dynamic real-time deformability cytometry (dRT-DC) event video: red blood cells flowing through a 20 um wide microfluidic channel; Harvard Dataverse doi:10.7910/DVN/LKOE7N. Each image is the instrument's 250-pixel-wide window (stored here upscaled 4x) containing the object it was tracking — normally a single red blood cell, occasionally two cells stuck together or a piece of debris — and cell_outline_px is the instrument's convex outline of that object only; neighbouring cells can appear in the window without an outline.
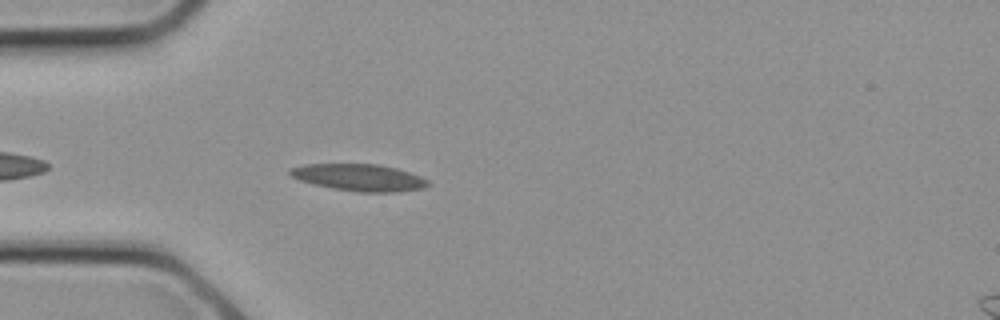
{"species": "common noctule bat (a hibernating species)", "species_latin": "Nyctalus noctula", "temperature_condition": "cold", "stored_images_in_passage": 8, "camera_frame_rate_fps": 3000, "um_per_image_px": 0.085, "animal": {"sex": "female", "body_mass_g": 21.9}, "frame": {"image": 1, "passage_image": 6, "time_ms": 1.667, "image_size_px": [1000, 320], "cell_outline_px": [[432, 184], [424, 188], [396, 192], [356, 192], [332, 188], [312, 184], [300, 180], [292, 176], [288, 172], [288, 168], [304, 164], [380, 164], [396, 168], [420, 176], [428, 180]], "centroid_in_image_um": [30.53, 15.09], "position_along_channel_um": 54.5, "area_um2": 21.79}}
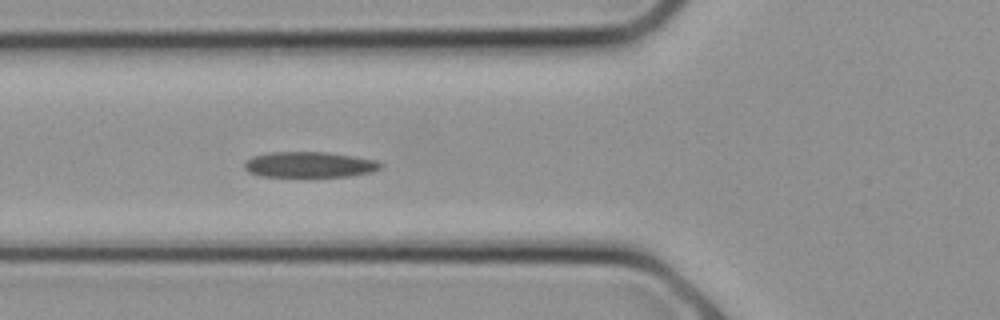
{"frame": {"image": 2, "passage_image": 8, "time_ms": 2.333, "image_size_px": [1000, 320], "cell_outline_px": [[384, 164], [380, 168], [372, 172], [352, 176], [260, 176], [248, 172], [244, 168], [244, 160], [252, 156], [268, 152], [328, 152], [380, 160]], "centroid_in_image_um": [26.32, 13.98], "position_along_channel_um": 99.5, "area_um2": 20.63}}